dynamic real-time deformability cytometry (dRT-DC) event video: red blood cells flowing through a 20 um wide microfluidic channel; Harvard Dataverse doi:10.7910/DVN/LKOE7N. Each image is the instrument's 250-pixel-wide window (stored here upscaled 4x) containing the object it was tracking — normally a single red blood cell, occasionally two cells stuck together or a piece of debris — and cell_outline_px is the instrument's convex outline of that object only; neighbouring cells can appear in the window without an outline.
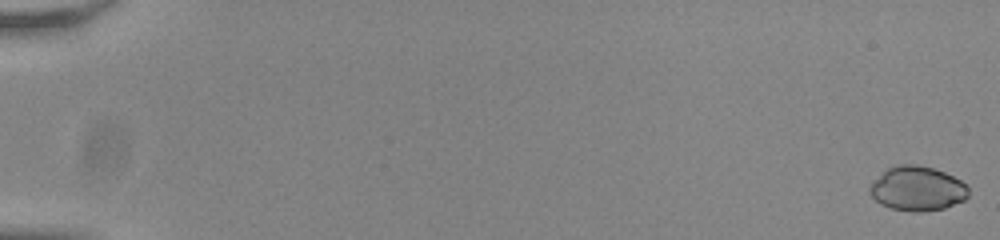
{"species": "common noctule bat (a hibernating species)", "species_latin": "Nyctalus noctula", "temperature_condition": "room temperature", "stored_images_in_passage": 56, "camera_frame_rate_fps": 3000, "um_per_image_px": 0.085, "animal": {"sex": "male", "body_mass_g": 20.0, "forearm_length_mm": 53.3}, "frame": {"image": 1, "passage_image": 1, "time_ms": 0.0, "image_size_px": [1000, 240], "cell_outline_px": [[968, 196], [964, 200], [944, 208], [924, 212], [912, 212], [892, 208], [880, 204], [868, 192], [868, 188], [888, 168], [900, 164], [916, 164], [932, 168], [944, 172], [968, 184]], "centroid_in_image_um": [77.99, 16.04], "position_along_channel_um": 7.0, "area_um2": 25.43}}
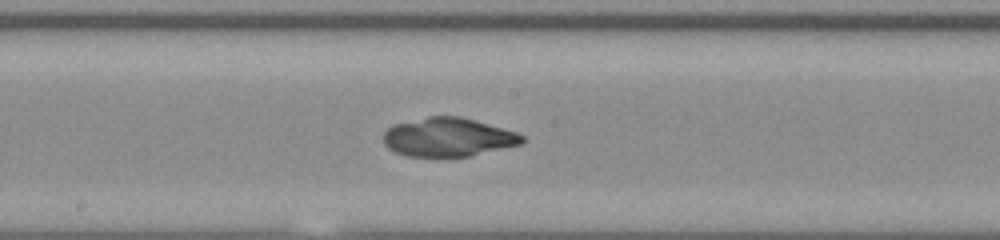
{"frame": {"image": 2, "passage_image": 32, "time_ms": 10.333, "image_size_px": [1000, 240], "cell_outline_px": [[524, 144], [468, 156], [408, 156], [396, 152], [388, 148], [384, 144], [384, 132], [392, 124], [428, 116], [460, 116], [516, 132], [524, 136]], "centroid_in_image_um": [38.09, 11.65], "position_along_channel_um": 210.1, "area_um2": 31.21}}
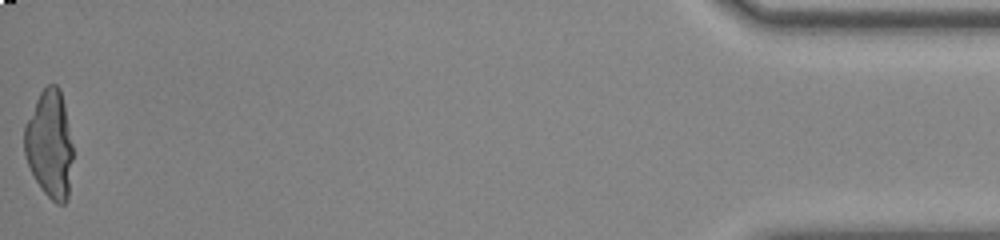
{"frame": {"image": 3, "passage_image": 56, "time_ms": 18.333, "image_size_px": [1000, 240], "cell_outline_px": [[72, 160], [68, 200], [64, 204], [56, 204], [44, 192], [36, 180], [28, 164], [24, 152], [24, 124], [40, 92], [48, 84], [56, 84], [60, 88], [64, 104], [72, 144]], "centroid_in_image_um": [4.22, 12.26], "position_along_channel_um": 431.0, "area_um2": 30.4}}